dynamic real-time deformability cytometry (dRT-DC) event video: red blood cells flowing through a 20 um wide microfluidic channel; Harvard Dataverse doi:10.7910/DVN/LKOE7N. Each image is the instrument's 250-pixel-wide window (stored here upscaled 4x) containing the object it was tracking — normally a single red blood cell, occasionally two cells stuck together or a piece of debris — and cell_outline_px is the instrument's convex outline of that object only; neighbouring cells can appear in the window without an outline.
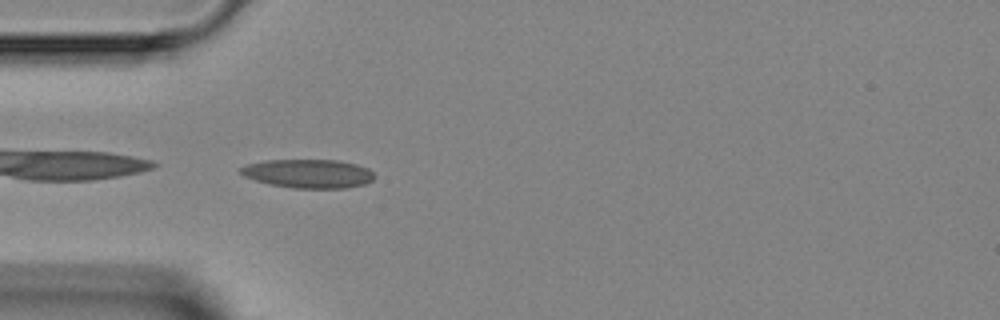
{"species": "Egyptian fruit bat (a non-hibernating species)", "species_latin": "Rousettus aegyptiacus", "temperature_condition": "room temperature", "stored_images_in_passage": 2, "camera_frame_rate_fps": 3000, "um_per_image_px": 0.085, "animal": {"sex": "female"}, "frame": {"image": 1, "passage_image": 2, "time_ms": 1.333, "image_size_px": [1000, 320], "cell_outline_px": [[376, 176], [372, 180], [364, 184], [344, 188], [296, 188], [268, 184], [244, 176], [240, 172], [240, 168], [248, 164], [264, 160], [340, 160], [356, 164], [368, 168]], "centroid_in_image_um": [26.22, 14.75], "position_along_channel_um": 58.8, "area_um2": 22.37}}